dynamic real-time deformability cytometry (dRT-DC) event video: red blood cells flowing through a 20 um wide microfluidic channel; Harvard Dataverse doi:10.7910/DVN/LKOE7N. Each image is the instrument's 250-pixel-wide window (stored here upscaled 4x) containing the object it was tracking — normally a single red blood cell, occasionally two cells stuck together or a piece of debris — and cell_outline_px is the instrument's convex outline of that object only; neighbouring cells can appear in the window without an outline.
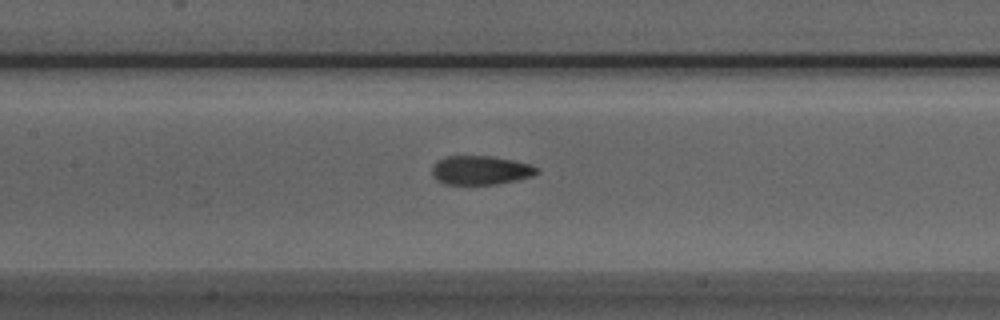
{"species": "Egyptian fruit bat (a non-hibernating species)", "species_latin": "Rousettus aegyptiacus", "temperature_condition": "room temperature", "stored_images_in_passage": 34, "camera_frame_rate_fps": 3000, "um_per_image_px": 0.085, "animal": {"sex": "male"}, "frame": {"image": 1, "passage_image": 12, "time_ms": 3.667, "image_size_px": [1000, 320], "cell_outline_px": [[540, 172], [532, 176], [516, 180], [496, 184], [444, 184], [436, 180], [432, 176], [432, 168], [436, 160], [448, 156], [492, 156], [532, 164]], "centroid_in_image_um": [40.83, 14.47], "position_along_channel_um": 166.6, "area_um2": 17.74}}
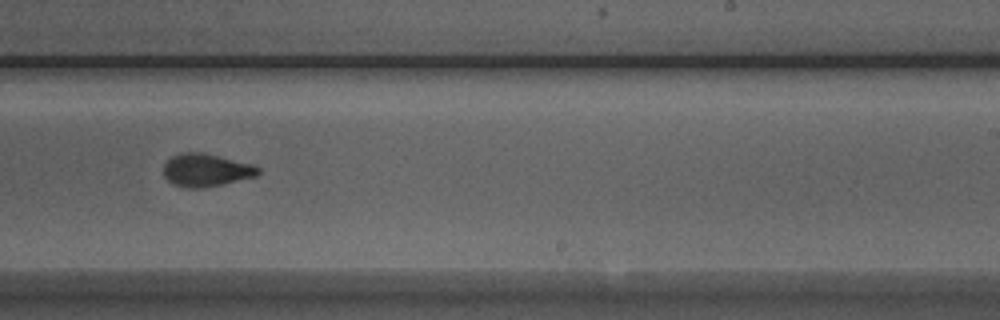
{"frame": {"image": 2, "passage_image": 20, "time_ms": 6.333, "image_size_px": [1000, 320], "cell_outline_px": [[260, 172], [256, 176], [224, 184], [204, 188], [188, 188], [172, 184], [164, 176], [164, 164], [172, 156], [180, 152], [200, 152], [252, 164], [260, 168]], "centroid_in_image_um": [17.5, 14.47], "position_along_channel_um": 271.5, "area_um2": 18.09}}
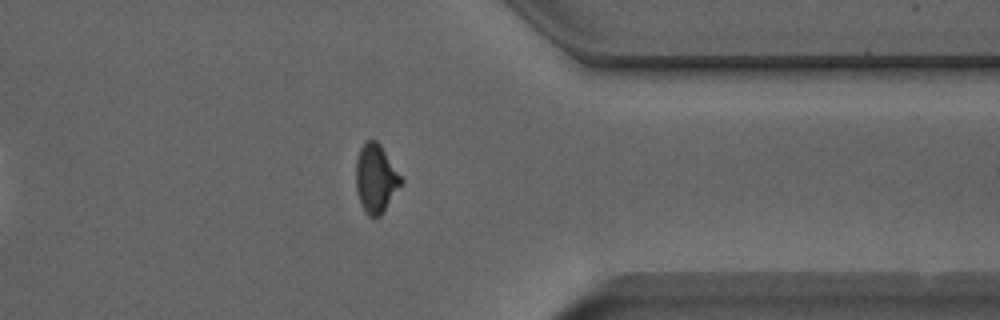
{"frame": {"image": 3, "passage_image": 29, "time_ms": 9.333, "image_size_px": [1000, 320], "cell_outline_px": [[404, 180], [380, 216], [368, 216], [360, 204], [356, 188], [356, 160], [360, 148], [368, 140], [376, 140], [380, 144]], "centroid_in_image_um": [31.94, 15.17], "position_along_channel_um": 379.5, "area_um2": 17.8}, "authors_computed_cell_mechanics": {"area_um2": 18.1203, "velocity_mm_per_s": 3.9562, "shape_relaxation_time_tau1_ms": 3.7704, "shape_relaxation_time_tau2_ms": 1.3749, "deformation_change_tau1": 0.1748, "deformation_change_tau2": 0.0783}}